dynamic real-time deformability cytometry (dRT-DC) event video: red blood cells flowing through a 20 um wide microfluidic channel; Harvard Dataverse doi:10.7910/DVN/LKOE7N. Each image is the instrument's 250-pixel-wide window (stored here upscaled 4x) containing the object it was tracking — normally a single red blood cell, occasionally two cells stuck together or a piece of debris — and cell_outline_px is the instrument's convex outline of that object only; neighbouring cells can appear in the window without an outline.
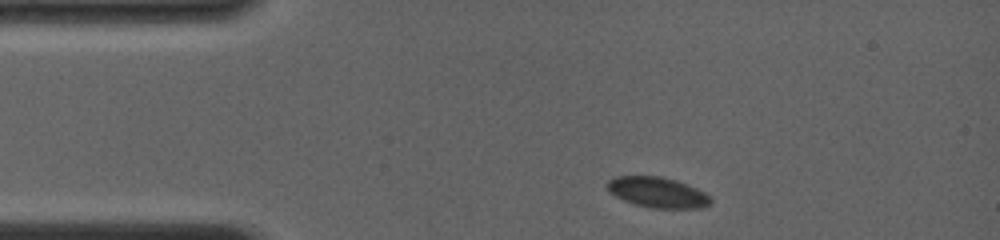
{"species": "common noctule bat (a hibernating species)", "species_latin": "Nyctalus noctula", "temperature_condition": "room temperature", "stored_images_in_passage": 35, "camera_frame_rate_fps": 4000, "um_per_image_px": 0.085, "animal": {"sex": "female", "body_mass_g": 19.0, "forearm_length_mm": 56.7}, "frame": {"image": 1, "passage_image": 1, "time_ms": 0.0, "image_size_px": [1000, 240], "cell_outline_px": [[712, 200], [708, 204], [700, 208], [648, 208], [624, 200], [608, 192], [608, 180], [616, 176], [660, 176], [676, 180], [688, 184], [712, 196]], "centroid_in_image_um": [55.91, 16.35], "position_along_channel_um": 29.1, "area_um2": 18.38}}
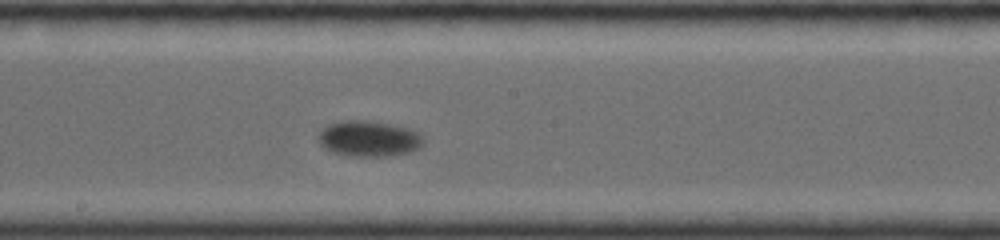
{"frame": {"image": 2, "passage_image": 16, "time_ms": 6.5, "image_size_px": [1000, 240], "cell_outline_px": [[424, 144], [420, 148], [408, 152], [388, 156], [352, 156], [332, 152], [324, 148], [320, 144], [320, 132], [328, 124], [340, 120], [372, 120], [396, 124], [420, 132], [424, 140]], "centroid_in_image_um": [31.4, 11.76], "position_along_channel_um": 216.8, "area_um2": 22.2}}
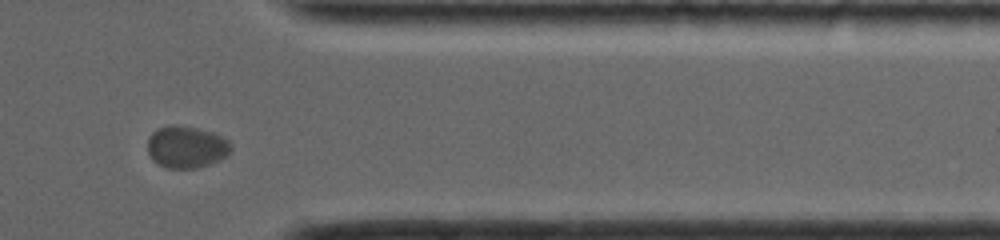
{"frame": {"image": 3, "passage_image": 30, "time_ms": 11.5, "image_size_px": [1000, 240], "cell_outline_px": [[232, 152], [220, 160], [196, 168], [164, 168], [152, 160], [148, 152], [148, 136], [156, 128], [172, 124], [196, 128], [212, 132], [224, 136], [232, 144]], "centroid_in_image_um": [15.85, 12.49], "position_along_channel_um": 395.5, "area_um2": 20.75}}